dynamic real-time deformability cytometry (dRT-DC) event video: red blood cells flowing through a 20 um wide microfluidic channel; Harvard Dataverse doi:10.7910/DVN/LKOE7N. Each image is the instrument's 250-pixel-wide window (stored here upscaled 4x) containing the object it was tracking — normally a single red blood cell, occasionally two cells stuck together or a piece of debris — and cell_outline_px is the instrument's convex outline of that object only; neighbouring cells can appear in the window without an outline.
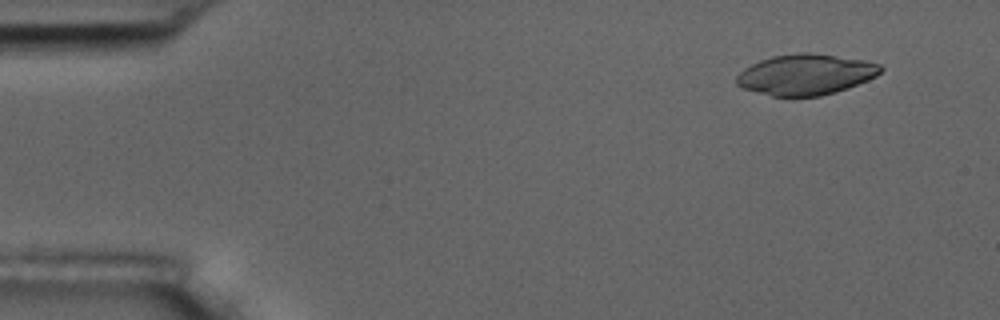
{"species": "common noctule bat (a hibernating species)", "species_latin": "Nyctalus noctula", "temperature_condition": "room temperature", "stored_images_in_passage": 5, "camera_frame_rate_fps": 3000, "um_per_image_px": 0.085, "animal": {"sex": "male", "body_mass_g": 17.5, "forearm_length_mm": 52.3}, "frame": {"image": 1, "passage_image": 2, "time_ms": 1.333, "image_size_px": [1000, 320], "cell_outline_px": [[884, 68], [876, 76], [868, 80], [848, 88], [836, 92], [820, 96], [772, 96], [744, 88], [736, 84], [736, 76], [744, 68], [760, 60], [772, 56], [800, 52], [812, 52], [864, 60], [880, 64]], "centroid_in_image_um": [68.5, 6.32], "position_along_channel_um": 16.5, "area_um2": 34.22}}